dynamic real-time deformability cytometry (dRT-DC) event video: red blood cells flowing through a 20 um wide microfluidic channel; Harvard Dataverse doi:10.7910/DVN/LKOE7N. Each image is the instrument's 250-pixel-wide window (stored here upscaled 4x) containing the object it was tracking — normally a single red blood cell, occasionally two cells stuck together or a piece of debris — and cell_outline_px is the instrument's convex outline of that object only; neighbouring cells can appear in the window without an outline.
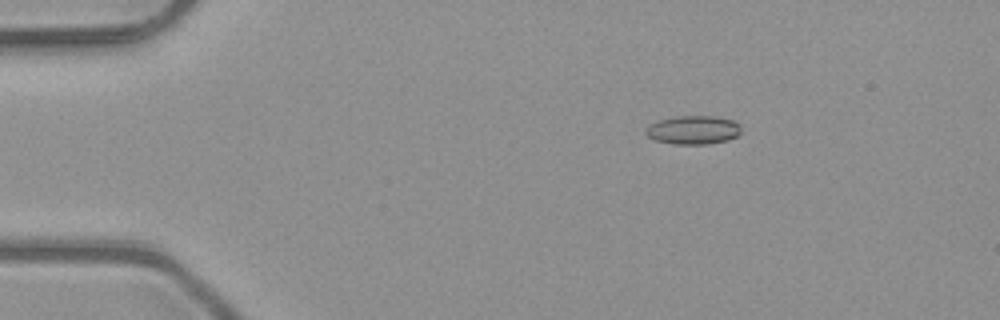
{"species": "common noctule bat (a hibernating species)", "species_latin": "Nyctalus noctula", "temperature_condition": "room temperature", "stored_images_in_passage": 4, "camera_frame_rate_fps": 3000, "um_per_image_px": 0.085, "animal": {"sex": "male", "body_mass_g": 23.1, "forearm_length_mm": 52.7}, "frame": {"image": 1, "passage_image": 2, "time_ms": 0.333, "image_size_px": [1000, 320], "cell_outline_px": [[740, 132], [736, 136], [728, 140], [708, 144], [672, 144], [656, 140], [648, 136], [644, 132], [648, 124], [660, 120], [676, 116], [716, 116], [732, 120], [740, 124]], "centroid_in_image_um": [58.91, 11.04], "position_along_channel_um": 26.1, "area_um2": 15.95}}